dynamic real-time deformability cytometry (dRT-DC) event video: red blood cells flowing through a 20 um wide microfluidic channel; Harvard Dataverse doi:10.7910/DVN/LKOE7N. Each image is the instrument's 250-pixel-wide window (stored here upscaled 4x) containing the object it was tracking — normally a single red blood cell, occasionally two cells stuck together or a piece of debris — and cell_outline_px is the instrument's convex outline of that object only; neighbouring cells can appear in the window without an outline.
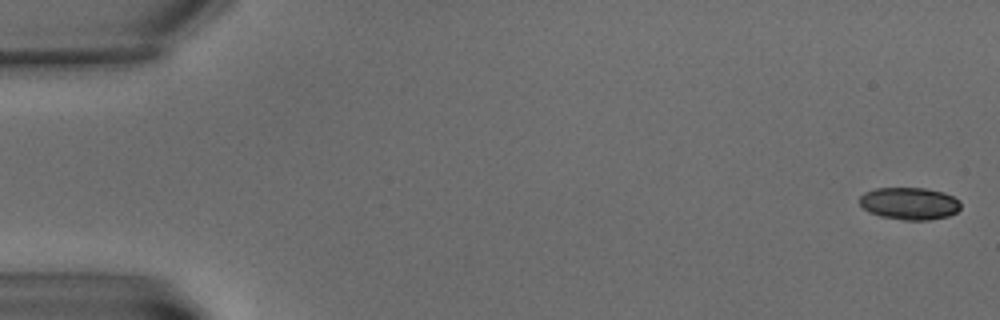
{"species": "common noctule bat (a hibernating species)", "species_latin": "Nyctalus noctula", "temperature_condition": "warm", "stored_images_in_passage": 7, "camera_frame_rate_fps": 3000, "um_per_image_px": 0.085, "animal": {"sex": "male", "body_mass_g": 15.6}, "frame": {"image": 1, "passage_image": 1, "time_ms": 0.0, "image_size_px": [1000, 320], "cell_outline_px": [[960, 208], [956, 212], [948, 216], [928, 220], [904, 220], [880, 216], [868, 212], [860, 204], [860, 196], [864, 192], [876, 188], [924, 188], [944, 192], [960, 200]], "centroid_in_image_um": [77.3, 17.29], "position_along_channel_um": 7.7, "area_um2": 19.07}}
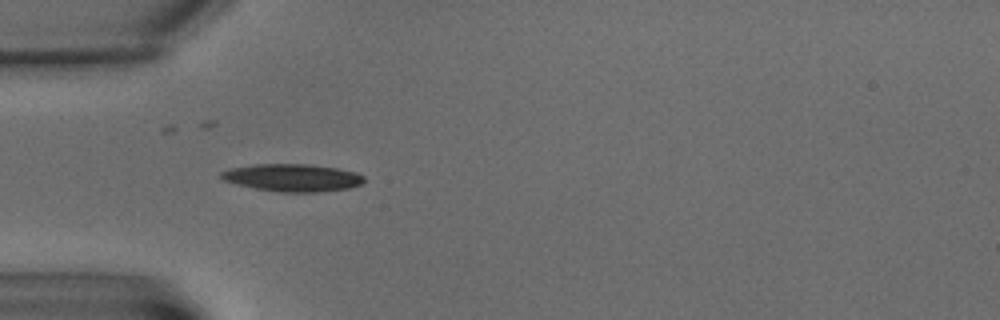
{"frame": {"image": 2, "passage_image": 6, "time_ms": 7.0, "image_size_px": [1000, 320], "cell_outline_px": [[364, 180], [360, 184], [348, 188], [316, 192], [280, 192], [256, 188], [236, 184], [224, 180], [220, 176], [220, 172], [228, 168], [256, 164], [308, 164], [336, 168], [356, 172], [364, 176]], "centroid_in_image_um": [24.83, 15.09], "position_along_channel_um": 60.2, "area_um2": 22.77}}